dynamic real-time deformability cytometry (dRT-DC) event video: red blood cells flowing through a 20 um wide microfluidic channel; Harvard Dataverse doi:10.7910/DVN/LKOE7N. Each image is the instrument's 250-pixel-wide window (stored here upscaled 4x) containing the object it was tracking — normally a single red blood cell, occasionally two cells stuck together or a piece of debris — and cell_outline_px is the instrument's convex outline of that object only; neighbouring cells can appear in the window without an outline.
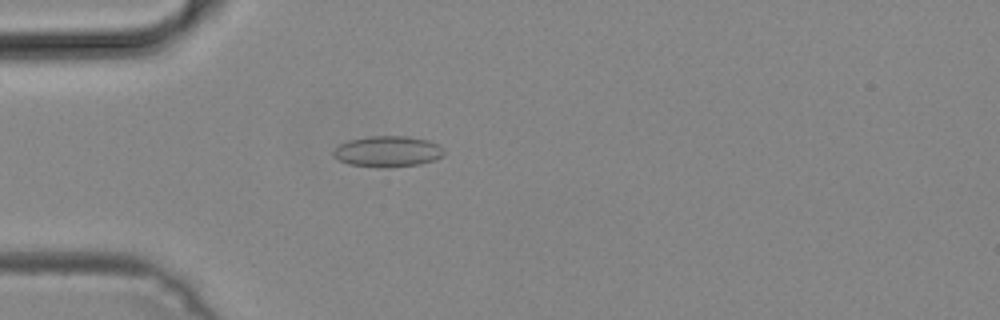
{"species": "common noctule bat (a hibernating species)", "species_latin": "Nyctalus noctula", "temperature_condition": "cold", "stored_images_in_passage": 35, "camera_frame_rate_fps": 3000, "um_per_image_px": 0.085, "animal": {"sex": "male", "body_mass_g": 19.2, "forearm_length_mm": 51.8}, "frame": {"image": 1, "passage_image": 1, "time_ms": 0.0, "image_size_px": [1000, 320], "cell_outline_px": [[444, 152], [440, 156], [432, 160], [420, 164], [388, 168], [348, 164], [332, 156], [332, 152], [340, 144], [348, 140], [368, 136], [408, 136], [428, 140], [440, 144], [444, 148]], "centroid_in_image_um": [32.95, 12.86], "position_along_channel_um": 52.0, "area_um2": 20.0}}
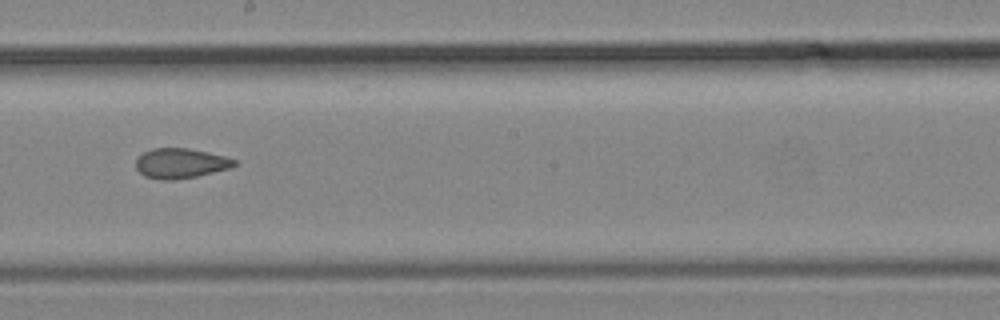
{"frame": {"image": 2, "passage_image": 15, "time_ms": 4.667, "image_size_px": [1000, 320], "cell_outline_px": [[236, 164], [232, 168], [196, 176], [172, 180], [160, 180], [144, 176], [136, 168], [136, 160], [144, 152], [152, 148], [188, 148], [208, 152], [224, 156], [236, 160]], "centroid_in_image_um": [15.35, 13.88], "position_along_channel_um": 232.8, "area_um2": 17.17}}
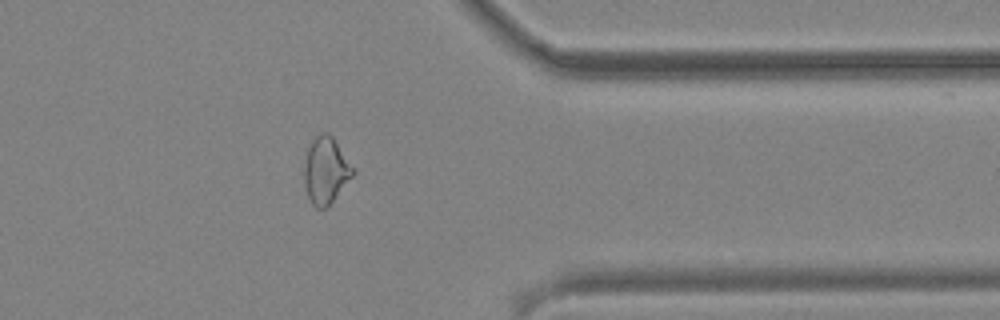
{"frame": {"image": 3, "passage_image": 27, "time_ms": 8.667, "image_size_px": [1000, 320], "cell_outline_px": [[356, 172], [332, 200], [324, 208], [316, 208], [312, 204], [308, 196], [304, 184], [304, 164], [308, 148], [312, 140], [320, 132], [328, 132], [332, 136], [356, 168]], "centroid_in_image_um": [27.7, 14.44], "position_along_channel_um": 383.7, "area_um2": 18.9}}